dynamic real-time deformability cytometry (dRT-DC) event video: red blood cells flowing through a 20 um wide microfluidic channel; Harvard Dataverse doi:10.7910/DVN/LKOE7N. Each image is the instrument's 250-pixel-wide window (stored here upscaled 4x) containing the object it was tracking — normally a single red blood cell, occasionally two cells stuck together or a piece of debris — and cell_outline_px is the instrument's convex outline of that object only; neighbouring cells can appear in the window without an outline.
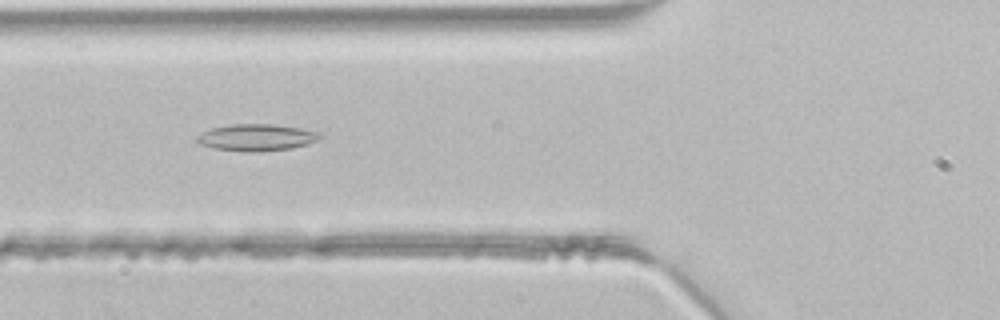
{"species": "common noctule bat (a hibernating species)", "species_latin": "Nyctalus noctula", "temperature_condition": "room temperature", "stored_images_in_passage": 32, "camera_frame_rate_fps": 3000, "um_per_image_px": 0.085, "animal": {"sex": "male", "body_mass_g": 21.5, "forearm_length_mm": 52.0}, "frame": {"image": 1, "passage_image": 3, "time_ms": 0.667, "image_size_px": [1000, 320], "cell_outline_px": [[324, 136], [320, 140], [308, 144], [292, 148], [260, 152], [248, 152], [212, 148], [200, 144], [196, 140], [196, 136], [212, 128], [232, 124], [276, 124], [300, 128], [320, 132]], "centroid_in_image_um": [21.86, 11.69], "position_along_channel_um": 103.9, "area_um2": 19.42}}
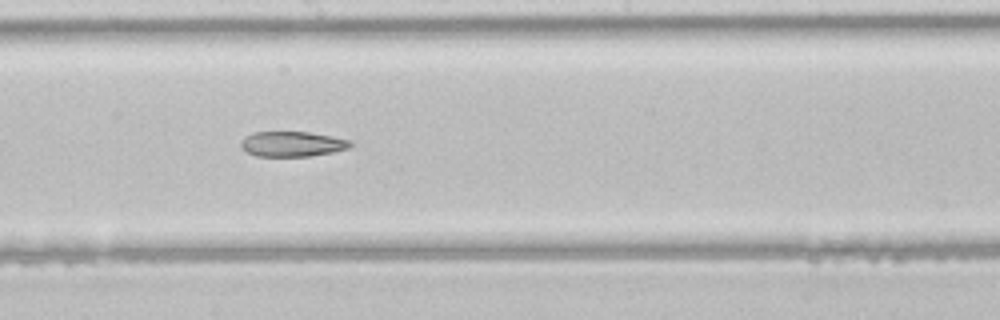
{"frame": {"image": 2, "passage_image": 11, "time_ms": 3.333, "image_size_px": [1000, 320], "cell_outline_px": [[352, 144], [348, 148], [332, 152], [308, 156], [256, 156], [248, 152], [240, 144], [244, 136], [256, 132], [308, 132], [332, 136], [348, 140]], "centroid_in_image_um": [24.82, 12.23], "position_along_channel_um": 223.4, "area_um2": 15.78}}
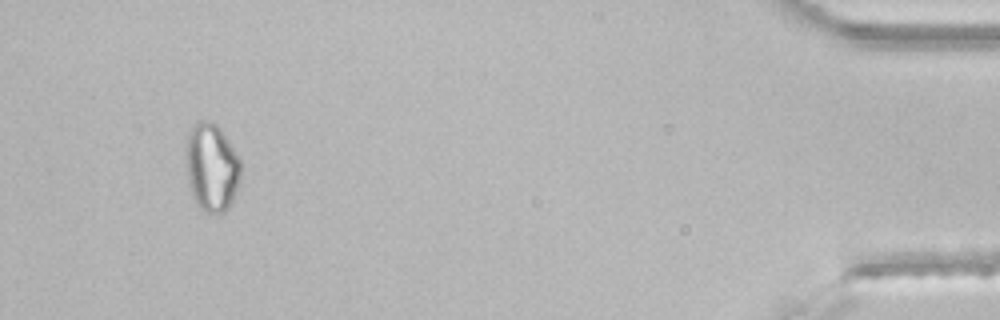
{"frame": {"image": 3, "passage_image": 29, "time_ms": 9.333, "image_size_px": [1000, 320], "cell_outline_px": [[240, 176], [232, 200], [228, 208], [224, 212], [216, 216], [204, 212], [196, 204], [192, 196], [188, 184], [184, 164], [184, 156], [188, 132], [196, 120], [208, 120], [216, 124], [220, 128], [240, 156]], "centroid_in_image_um": [17.94, 14.22], "position_along_channel_um": 417.3, "area_um2": 29.02}}